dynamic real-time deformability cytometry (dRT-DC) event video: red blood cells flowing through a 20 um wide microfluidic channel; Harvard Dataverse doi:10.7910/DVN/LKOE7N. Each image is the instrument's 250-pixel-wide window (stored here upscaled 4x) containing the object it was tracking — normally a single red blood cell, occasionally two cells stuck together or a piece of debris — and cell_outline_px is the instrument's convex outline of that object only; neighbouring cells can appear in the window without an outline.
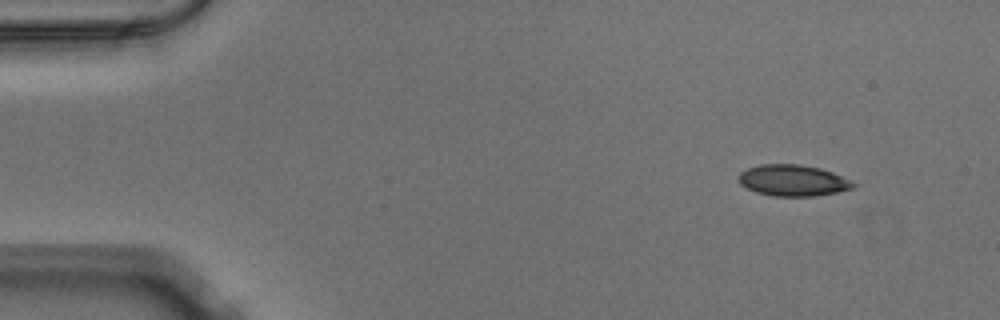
{"species": "Egyptian fruit bat (a non-hibernating species)", "species_latin": "Rousettus aegyptiacus", "temperature_condition": "warm", "stored_images_in_passage": 47, "camera_frame_rate_fps": 3000, "um_per_image_px": 0.085, "animal": {"sex": "male"}, "frame": {"image": 1, "passage_image": 1, "time_ms": 0.0, "image_size_px": [1000, 320], "cell_outline_px": [[856, 184], [852, 188], [836, 192], [816, 196], [772, 196], [756, 192], [740, 184], [736, 176], [740, 172], [748, 168], [760, 164], [800, 164], [820, 168], [832, 172]], "centroid_in_image_um": [67.34, 15.33], "position_along_channel_um": 17.7, "area_um2": 20.81}}
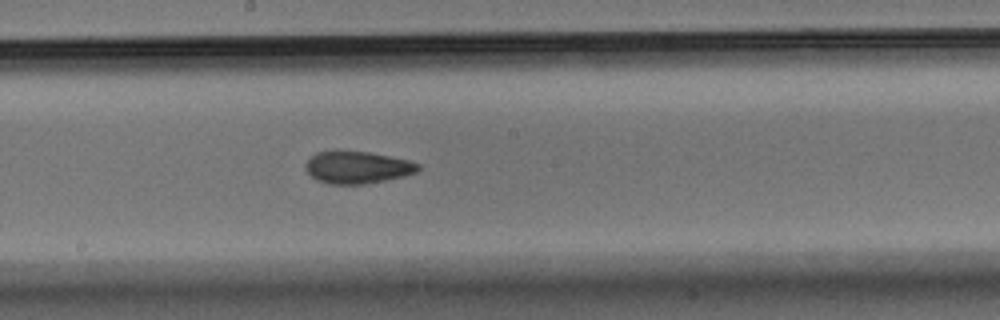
{"frame": {"image": 2, "passage_image": 24, "time_ms": 7.667, "image_size_px": [1000, 320], "cell_outline_px": [[420, 168], [416, 172], [404, 176], [364, 184], [328, 184], [316, 180], [308, 172], [304, 164], [316, 152], [368, 152], [408, 160], [420, 164]], "centroid_in_image_um": [30.38, 14.24], "position_along_channel_um": 217.8, "area_um2": 20.75}}
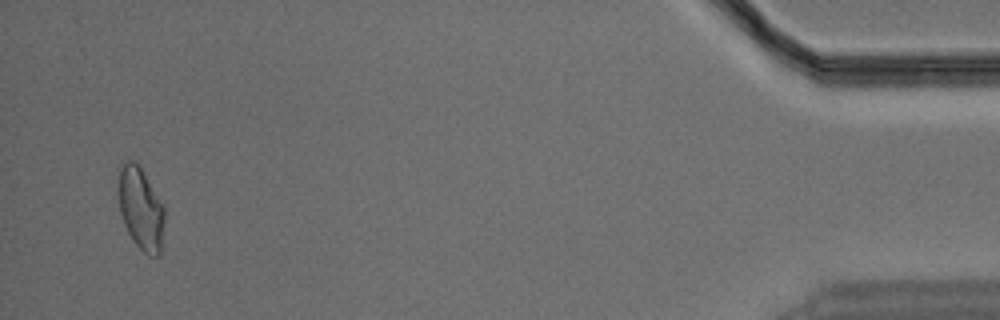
{"frame": {"image": 3, "passage_image": 46, "time_ms": 15.0, "image_size_px": [1000, 320], "cell_outline_px": [[164, 220], [160, 256], [148, 256], [132, 240], [124, 224], [120, 212], [116, 192], [116, 168], [128, 160], [132, 160], [140, 168], [164, 204]], "centroid_in_image_um": [11.91, 17.69], "position_along_channel_um": 423.3, "area_um2": 22.72}}